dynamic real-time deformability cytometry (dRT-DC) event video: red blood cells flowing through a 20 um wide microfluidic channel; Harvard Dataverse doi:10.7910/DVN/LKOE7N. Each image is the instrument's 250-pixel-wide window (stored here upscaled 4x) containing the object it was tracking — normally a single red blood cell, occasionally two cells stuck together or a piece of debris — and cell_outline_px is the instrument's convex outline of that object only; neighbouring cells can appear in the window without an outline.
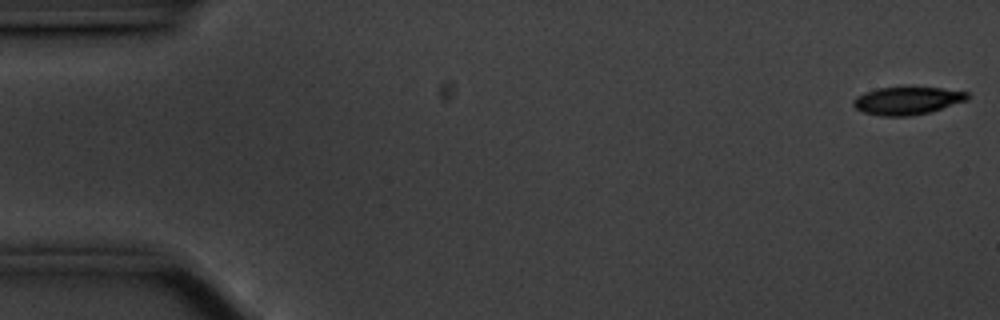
{"species": "common noctule bat (a hibernating species)", "species_latin": "Nyctalus noctula", "temperature_condition": "cold", "stored_images_in_passage": 11, "camera_frame_rate_fps": 3000, "um_per_image_px": 0.085, "animal": {"sex": "male", "body_mass_g": 20.1, "forearm_length_mm": 53.5}, "frame": {"image": 1, "passage_image": 1, "time_ms": 0.0, "image_size_px": [1000, 320], "cell_outline_px": [[968, 100], [932, 112], [912, 116], [880, 116], [864, 112], [856, 108], [852, 104], [852, 100], [856, 96], [864, 92], [876, 88], [940, 88], [968, 92]], "centroid_in_image_um": [77.1, 8.57], "position_along_channel_um": 7.9, "area_um2": 18.5}}